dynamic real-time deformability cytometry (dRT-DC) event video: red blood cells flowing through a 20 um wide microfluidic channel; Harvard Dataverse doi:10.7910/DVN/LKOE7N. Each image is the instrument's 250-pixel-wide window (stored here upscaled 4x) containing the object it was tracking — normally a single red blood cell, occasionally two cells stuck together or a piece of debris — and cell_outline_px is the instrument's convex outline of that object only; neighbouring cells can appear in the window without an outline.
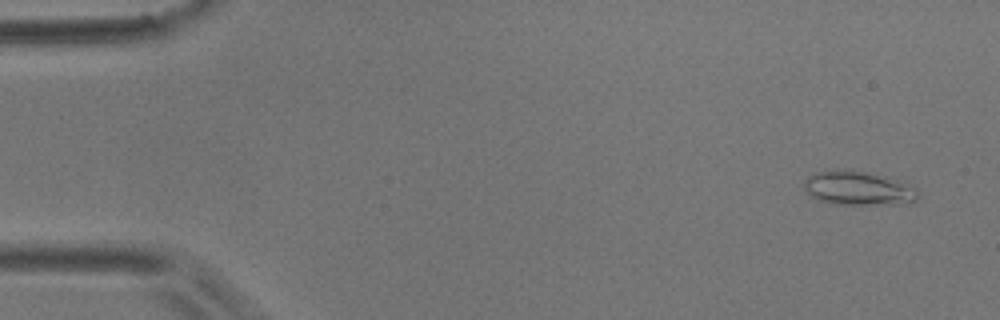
{"species": "common noctule bat (a hibernating species)", "species_latin": "Nyctalus noctula", "temperature_condition": "room temperature", "stored_images_in_passage": 4, "camera_frame_rate_fps": 3000, "um_per_image_px": 0.085, "animal": {"sex": "male", "body_mass_g": 17.9}, "frame": {"image": 1, "passage_image": 1, "time_ms": 0.0, "image_size_px": [1000, 320], "cell_outline_px": [[920, 192], [916, 200], [908, 204], [832, 204], [820, 200], [812, 196], [804, 188], [804, 180], [812, 172], [836, 168], [864, 172], [888, 176], [900, 180], [916, 188]], "centroid_in_image_um": [72.97, 15.98], "position_along_channel_um": 12.0, "area_um2": 23.0}}